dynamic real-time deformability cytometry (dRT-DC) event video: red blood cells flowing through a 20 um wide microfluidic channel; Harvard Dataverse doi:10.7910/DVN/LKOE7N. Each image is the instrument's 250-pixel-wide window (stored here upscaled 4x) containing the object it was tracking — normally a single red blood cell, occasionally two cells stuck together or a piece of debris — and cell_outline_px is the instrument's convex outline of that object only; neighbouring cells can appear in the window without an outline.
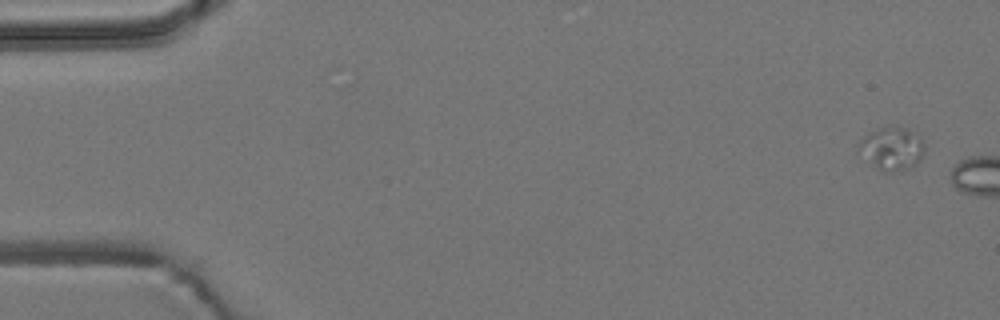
{"species": "common noctule bat (a hibernating species)", "species_latin": "Nyctalus noctula", "temperature_condition": "room temperature", "stored_images_in_passage": 3, "camera_frame_rate_fps": 3000, "um_per_image_px": 0.085, "animal": {"sex": "male", "body_mass_g": 19.2, "forearm_length_mm": 51.8}, "frame": {"image": 1, "passage_image": 1, "time_ms": 0.0, "image_size_px": [1000, 320], "cell_outline_px": [[924, 152], [920, 160], [916, 164], [908, 168], [888, 172], [884, 172], [876, 168], [856, 152], [856, 148], [860, 140], [864, 136], [876, 128], [908, 128], [916, 132], [920, 136], [924, 144]], "centroid_in_image_um": [75.78, 12.63], "position_along_channel_um": 9.2, "area_um2": 16.65}}